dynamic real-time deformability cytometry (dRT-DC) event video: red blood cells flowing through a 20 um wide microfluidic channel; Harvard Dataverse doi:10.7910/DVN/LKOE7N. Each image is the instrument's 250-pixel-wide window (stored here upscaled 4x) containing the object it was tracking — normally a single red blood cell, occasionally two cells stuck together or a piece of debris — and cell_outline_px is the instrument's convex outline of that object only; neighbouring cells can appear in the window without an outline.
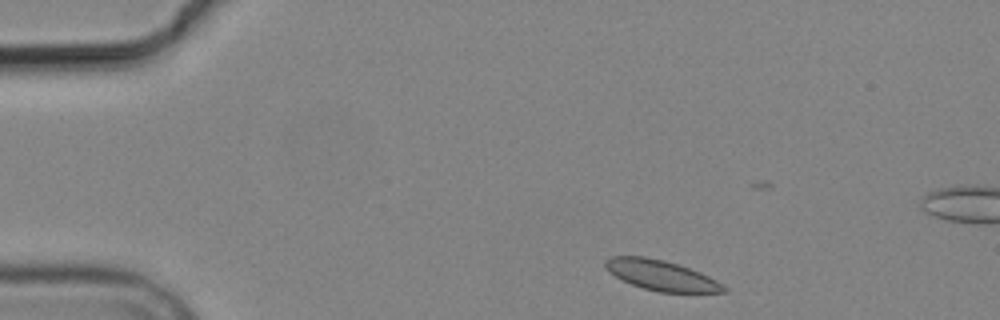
{"species": "common noctule bat (a hibernating species)", "species_latin": "Nyctalus noctula", "temperature_condition": "cold", "stored_images_in_passage": 4, "camera_frame_rate_fps": 3000, "um_per_image_px": 0.085, "animal": {"sex": "male", "body_mass_g": 19.2, "forearm_length_mm": 51.8}, "frame": {"image": 1, "passage_image": 1, "time_ms": 0.0, "image_size_px": [1000, 320], "cell_outline_px": [[728, 292], [660, 292], [644, 288], [632, 284], [616, 276], [604, 264], [604, 260], [612, 256], [644, 256], [664, 260], [700, 272], [724, 284], [728, 288]], "centroid_in_image_um": [56.25, 23.4], "position_along_channel_um": 28.8, "area_um2": 20.52}}
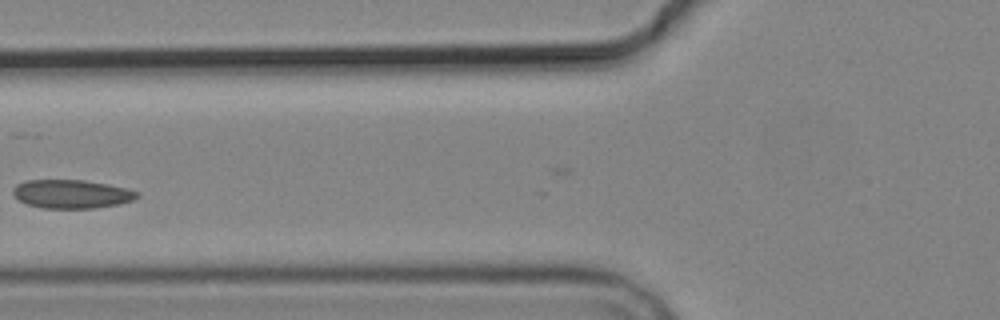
{"frame": {"image": 2, "passage_image": 4, "time_ms": 4.333, "image_size_px": [1000, 320], "cell_outline_px": [[140, 196], [132, 200], [120, 204], [96, 208], [40, 208], [28, 204], [20, 200], [12, 192], [12, 188], [16, 184], [24, 180], [84, 180], [108, 184], [128, 188], [140, 192]], "centroid_in_image_um": [6.11, 16.48], "position_along_channel_um": 119.7, "area_um2": 20.87}}